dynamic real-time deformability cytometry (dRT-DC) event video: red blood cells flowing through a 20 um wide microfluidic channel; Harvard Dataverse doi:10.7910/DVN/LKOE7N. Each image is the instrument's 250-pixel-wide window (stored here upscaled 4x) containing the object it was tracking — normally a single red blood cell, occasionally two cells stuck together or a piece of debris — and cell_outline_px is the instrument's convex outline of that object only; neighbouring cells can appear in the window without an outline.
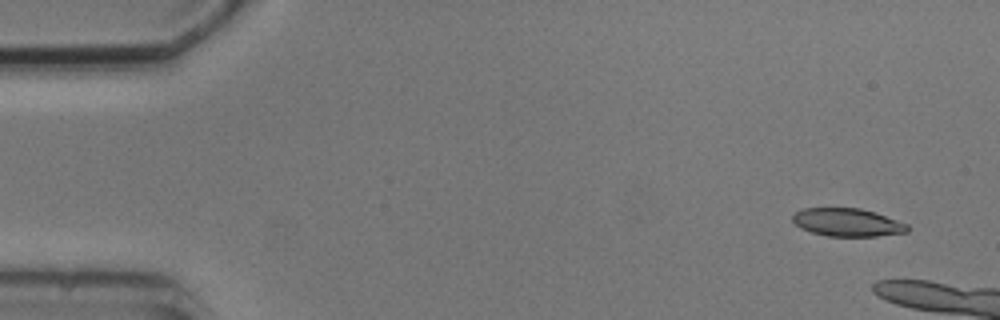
{"species": "common noctule bat (a hibernating species)", "species_latin": "Nyctalus noctula", "temperature_condition": "cold", "stored_images_in_passage": 3, "camera_frame_rate_fps": 3000, "um_per_image_px": 0.085, "animal": {"sex": "male", "body_mass_g": 20.5, "forearm_length_mm": 52.5}, "frame": {"image": 1, "passage_image": 1, "time_ms": 0.0, "image_size_px": [1000, 320], "cell_outline_px": [[908, 232], [876, 236], [828, 236], [812, 232], [800, 228], [792, 220], [792, 216], [796, 212], [804, 208], [860, 208], [876, 212], [908, 224]], "centroid_in_image_um": [72.04, 18.9], "position_along_channel_um": 13.0, "area_um2": 18.73}}